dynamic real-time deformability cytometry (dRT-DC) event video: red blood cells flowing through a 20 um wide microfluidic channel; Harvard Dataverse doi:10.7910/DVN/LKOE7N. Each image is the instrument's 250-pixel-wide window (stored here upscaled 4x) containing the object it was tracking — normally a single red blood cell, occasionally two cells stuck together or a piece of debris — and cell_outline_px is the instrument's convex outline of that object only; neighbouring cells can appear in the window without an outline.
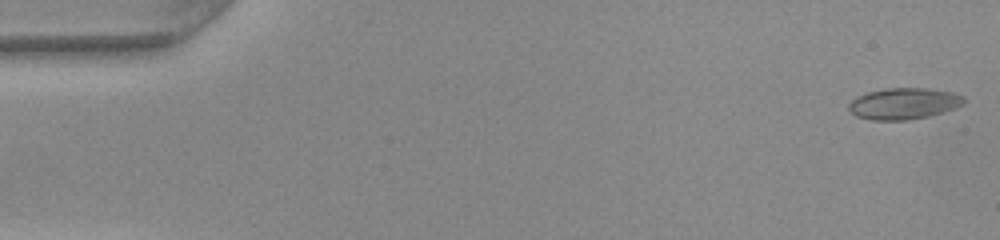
{"species": "common noctule bat (a hibernating species)", "species_latin": "Nyctalus noctula", "temperature_condition": "warm", "stored_images_in_passage": 48, "camera_frame_rate_fps": 3000, "um_per_image_px": 0.085, "animal": {"sex": "female", "body_mass_g": 22.0, "forearm_length_mm": 56.7}, "frame": {"image": 1, "passage_image": 1, "time_ms": 0.0, "image_size_px": [1000, 240], "cell_outline_px": [[964, 104], [928, 116], [904, 120], [872, 120], [856, 116], [848, 108], [848, 104], [856, 96], [868, 92], [884, 88], [924, 88], [952, 92], [964, 96]], "centroid_in_image_um": [76.78, 8.79], "position_along_channel_um": 8.2, "area_um2": 20.81}}
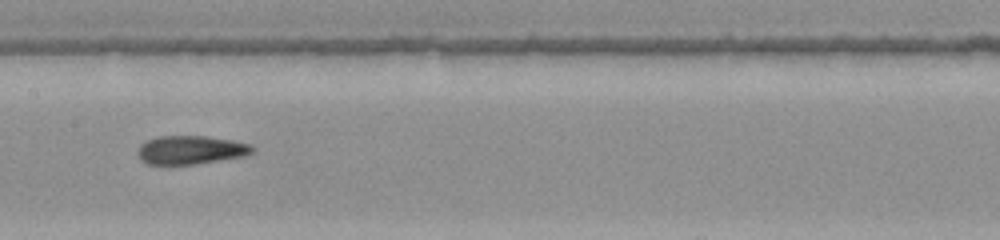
{"frame": {"image": 2, "passage_image": 25, "time_ms": 8.0, "image_size_px": [1000, 240], "cell_outline_px": [[256, 152], [248, 156], [196, 164], [148, 164], [140, 160], [136, 152], [140, 144], [148, 140], [160, 136], [204, 136], [232, 140], [252, 144], [256, 148]], "centroid_in_image_um": [16.28, 12.75], "position_along_channel_um": 191.1, "area_um2": 19.42}}
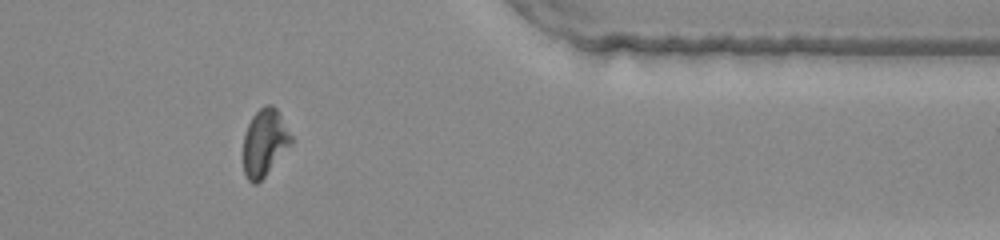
{"frame": {"image": 3, "passage_image": 41, "time_ms": 13.333, "image_size_px": [1000, 240], "cell_outline_px": [[296, 140], [264, 176], [256, 184], [252, 184], [248, 180], [244, 172], [244, 136], [248, 124], [252, 116], [264, 104], [272, 104], [276, 108]], "centroid_in_image_um": [22.53, 12.09], "position_along_channel_um": 388.9, "area_um2": 18.84}}